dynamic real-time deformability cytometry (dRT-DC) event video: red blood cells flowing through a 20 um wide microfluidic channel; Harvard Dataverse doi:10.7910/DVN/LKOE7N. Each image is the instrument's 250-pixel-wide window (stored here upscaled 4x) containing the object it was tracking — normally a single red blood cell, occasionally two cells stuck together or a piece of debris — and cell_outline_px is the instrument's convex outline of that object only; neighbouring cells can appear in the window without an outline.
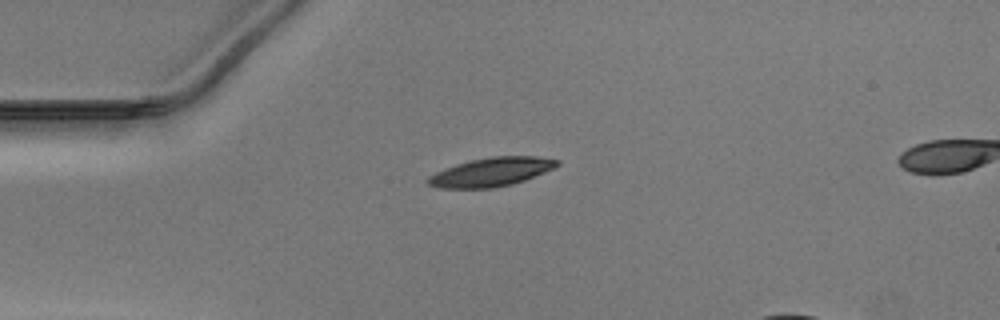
{"species": "Egyptian fruit bat (a non-hibernating species)", "species_latin": "Rousettus aegyptiacus", "temperature_condition": "warm", "stored_images_in_passage": 36, "camera_frame_rate_fps": 3000, "um_per_image_px": 0.085, "animal": {"sex": "male"}, "frame": {"image": 1, "passage_image": 1, "time_ms": 0.0, "image_size_px": [1000, 320], "cell_outline_px": [[560, 164], [544, 172], [524, 180], [512, 184], [492, 188], [440, 188], [428, 184], [424, 180], [428, 176], [436, 172], [456, 164], [472, 160], [492, 156], [536, 156], [560, 160]], "centroid_in_image_um": [41.74, 14.62], "position_along_channel_um": 43.3, "area_um2": 21.5}}
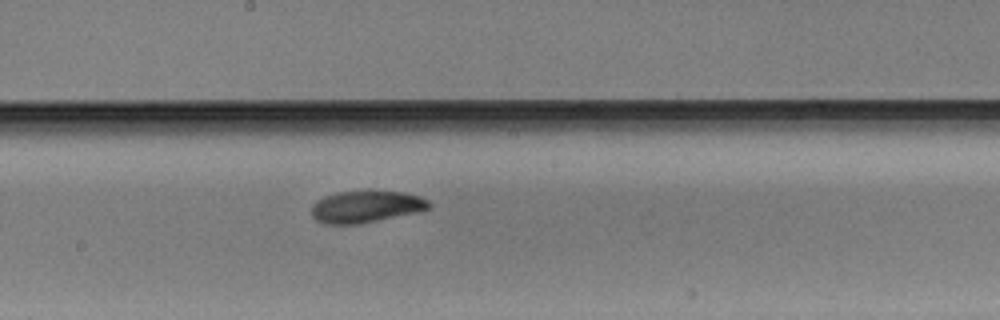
{"frame": {"image": 2, "passage_image": 16, "time_ms": 5.0, "image_size_px": [1000, 320], "cell_outline_px": [[432, 204], [428, 208], [416, 212], [360, 224], [328, 224], [316, 220], [312, 216], [312, 208], [316, 200], [324, 196], [336, 192], [404, 192], [420, 196], [428, 200]], "centroid_in_image_um": [31.1, 17.57], "position_along_channel_um": 217.1, "area_um2": 21.5}}
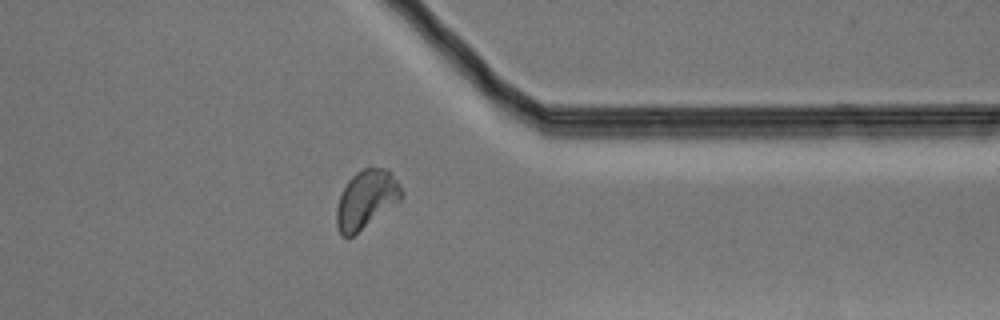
{"frame": {"image": 3, "passage_image": 29, "time_ms": 9.333, "image_size_px": [1000, 320], "cell_outline_px": [[404, 192], [400, 200], [352, 236], [344, 236], [340, 232], [336, 224], [336, 208], [340, 196], [348, 180], [356, 172], [364, 168], [384, 168], [396, 180]], "centroid_in_image_um": [31.11, 16.93], "position_along_channel_um": 380.3, "area_um2": 21.44}}